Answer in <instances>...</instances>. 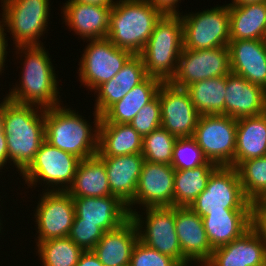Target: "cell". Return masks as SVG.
<instances>
[{"label": "cell", "instance_id": "33", "mask_svg": "<svg viewBox=\"0 0 266 266\" xmlns=\"http://www.w3.org/2000/svg\"><path fill=\"white\" fill-rule=\"evenodd\" d=\"M226 82L227 76H221L192 83L185 89L201 115H225Z\"/></svg>", "mask_w": 266, "mask_h": 266}, {"label": "cell", "instance_id": "46", "mask_svg": "<svg viewBox=\"0 0 266 266\" xmlns=\"http://www.w3.org/2000/svg\"><path fill=\"white\" fill-rule=\"evenodd\" d=\"M75 2L83 3V4H91L98 6H113L115 4V0H72Z\"/></svg>", "mask_w": 266, "mask_h": 266}, {"label": "cell", "instance_id": "26", "mask_svg": "<svg viewBox=\"0 0 266 266\" xmlns=\"http://www.w3.org/2000/svg\"><path fill=\"white\" fill-rule=\"evenodd\" d=\"M212 249L239 238L252 226V211H217L202 217Z\"/></svg>", "mask_w": 266, "mask_h": 266}, {"label": "cell", "instance_id": "9", "mask_svg": "<svg viewBox=\"0 0 266 266\" xmlns=\"http://www.w3.org/2000/svg\"><path fill=\"white\" fill-rule=\"evenodd\" d=\"M180 13L183 49L205 50L228 47L230 42L229 5H216L197 13Z\"/></svg>", "mask_w": 266, "mask_h": 266}, {"label": "cell", "instance_id": "37", "mask_svg": "<svg viewBox=\"0 0 266 266\" xmlns=\"http://www.w3.org/2000/svg\"><path fill=\"white\" fill-rule=\"evenodd\" d=\"M207 161L193 137L178 138L175 142L171 163L175 170L193 169Z\"/></svg>", "mask_w": 266, "mask_h": 266}, {"label": "cell", "instance_id": "38", "mask_svg": "<svg viewBox=\"0 0 266 266\" xmlns=\"http://www.w3.org/2000/svg\"><path fill=\"white\" fill-rule=\"evenodd\" d=\"M142 137L161 126V106L158 95L143 108L129 123Z\"/></svg>", "mask_w": 266, "mask_h": 266}, {"label": "cell", "instance_id": "41", "mask_svg": "<svg viewBox=\"0 0 266 266\" xmlns=\"http://www.w3.org/2000/svg\"><path fill=\"white\" fill-rule=\"evenodd\" d=\"M252 226L266 240V197L252 203Z\"/></svg>", "mask_w": 266, "mask_h": 266}, {"label": "cell", "instance_id": "29", "mask_svg": "<svg viewBox=\"0 0 266 266\" xmlns=\"http://www.w3.org/2000/svg\"><path fill=\"white\" fill-rule=\"evenodd\" d=\"M266 155V112L237 119L235 168Z\"/></svg>", "mask_w": 266, "mask_h": 266}, {"label": "cell", "instance_id": "51", "mask_svg": "<svg viewBox=\"0 0 266 266\" xmlns=\"http://www.w3.org/2000/svg\"><path fill=\"white\" fill-rule=\"evenodd\" d=\"M2 129V119H1V116H0V130Z\"/></svg>", "mask_w": 266, "mask_h": 266}, {"label": "cell", "instance_id": "32", "mask_svg": "<svg viewBox=\"0 0 266 266\" xmlns=\"http://www.w3.org/2000/svg\"><path fill=\"white\" fill-rule=\"evenodd\" d=\"M219 166L207 161L193 169L175 170L174 206L190 207L195 199L205 190L211 174Z\"/></svg>", "mask_w": 266, "mask_h": 266}, {"label": "cell", "instance_id": "36", "mask_svg": "<svg viewBox=\"0 0 266 266\" xmlns=\"http://www.w3.org/2000/svg\"><path fill=\"white\" fill-rule=\"evenodd\" d=\"M177 139L162 126L145 135L142 149L144 160L171 165L173 149Z\"/></svg>", "mask_w": 266, "mask_h": 266}, {"label": "cell", "instance_id": "1", "mask_svg": "<svg viewBox=\"0 0 266 266\" xmlns=\"http://www.w3.org/2000/svg\"><path fill=\"white\" fill-rule=\"evenodd\" d=\"M0 116L7 140L8 163H13L21 174L45 140V109L7 99Z\"/></svg>", "mask_w": 266, "mask_h": 266}, {"label": "cell", "instance_id": "28", "mask_svg": "<svg viewBox=\"0 0 266 266\" xmlns=\"http://www.w3.org/2000/svg\"><path fill=\"white\" fill-rule=\"evenodd\" d=\"M143 137L130 125L100 123L99 157H113L142 153Z\"/></svg>", "mask_w": 266, "mask_h": 266}, {"label": "cell", "instance_id": "50", "mask_svg": "<svg viewBox=\"0 0 266 266\" xmlns=\"http://www.w3.org/2000/svg\"><path fill=\"white\" fill-rule=\"evenodd\" d=\"M1 222H2V220L0 219V226H2V223ZM1 229H3V227H0V233L2 234Z\"/></svg>", "mask_w": 266, "mask_h": 266}, {"label": "cell", "instance_id": "22", "mask_svg": "<svg viewBox=\"0 0 266 266\" xmlns=\"http://www.w3.org/2000/svg\"><path fill=\"white\" fill-rule=\"evenodd\" d=\"M230 71L266 90V41L230 40Z\"/></svg>", "mask_w": 266, "mask_h": 266}, {"label": "cell", "instance_id": "23", "mask_svg": "<svg viewBox=\"0 0 266 266\" xmlns=\"http://www.w3.org/2000/svg\"><path fill=\"white\" fill-rule=\"evenodd\" d=\"M100 158L105 164L111 195L118 197L128 207L133 202L145 162L142 153Z\"/></svg>", "mask_w": 266, "mask_h": 266}, {"label": "cell", "instance_id": "16", "mask_svg": "<svg viewBox=\"0 0 266 266\" xmlns=\"http://www.w3.org/2000/svg\"><path fill=\"white\" fill-rule=\"evenodd\" d=\"M174 172L168 164L146 161L143 164L133 202L128 206L131 214L133 206L173 207L174 206Z\"/></svg>", "mask_w": 266, "mask_h": 266}, {"label": "cell", "instance_id": "7", "mask_svg": "<svg viewBox=\"0 0 266 266\" xmlns=\"http://www.w3.org/2000/svg\"><path fill=\"white\" fill-rule=\"evenodd\" d=\"M1 4V19L12 34L14 47L43 44L40 37L48 27L49 0H1Z\"/></svg>", "mask_w": 266, "mask_h": 266}, {"label": "cell", "instance_id": "35", "mask_svg": "<svg viewBox=\"0 0 266 266\" xmlns=\"http://www.w3.org/2000/svg\"><path fill=\"white\" fill-rule=\"evenodd\" d=\"M236 170L243 192L251 203L266 197V155L243 161Z\"/></svg>", "mask_w": 266, "mask_h": 266}, {"label": "cell", "instance_id": "39", "mask_svg": "<svg viewBox=\"0 0 266 266\" xmlns=\"http://www.w3.org/2000/svg\"><path fill=\"white\" fill-rule=\"evenodd\" d=\"M129 266H182L174 258L150 248L141 241L134 245Z\"/></svg>", "mask_w": 266, "mask_h": 266}, {"label": "cell", "instance_id": "49", "mask_svg": "<svg viewBox=\"0 0 266 266\" xmlns=\"http://www.w3.org/2000/svg\"><path fill=\"white\" fill-rule=\"evenodd\" d=\"M264 40L266 41V25H265V29H264Z\"/></svg>", "mask_w": 266, "mask_h": 266}, {"label": "cell", "instance_id": "11", "mask_svg": "<svg viewBox=\"0 0 266 266\" xmlns=\"http://www.w3.org/2000/svg\"><path fill=\"white\" fill-rule=\"evenodd\" d=\"M84 53L79 62V81L90 91L112 79L134 55L118 48L108 38L86 40Z\"/></svg>", "mask_w": 266, "mask_h": 266}, {"label": "cell", "instance_id": "25", "mask_svg": "<svg viewBox=\"0 0 266 266\" xmlns=\"http://www.w3.org/2000/svg\"><path fill=\"white\" fill-rule=\"evenodd\" d=\"M137 241L136 225L129 218L118 228L105 232L92 251L104 266H129Z\"/></svg>", "mask_w": 266, "mask_h": 266}, {"label": "cell", "instance_id": "8", "mask_svg": "<svg viewBox=\"0 0 266 266\" xmlns=\"http://www.w3.org/2000/svg\"><path fill=\"white\" fill-rule=\"evenodd\" d=\"M190 208L203 217L217 211H252V203L243 192L236 168L219 166Z\"/></svg>", "mask_w": 266, "mask_h": 266}, {"label": "cell", "instance_id": "15", "mask_svg": "<svg viewBox=\"0 0 266 266\" xmlns=\"http://www.w3.org/2000/svg\"><path fill=\"white\" fill-rule=\"evenodd\" d=\"M161 126L177 138L193 137L200 113L185 88L163 82L159 89Z\"/></svg>", "mask_w": 266, "mask_h": 266}, {"label": "cell", "instance_id": "34", "mask_svg": "<svg viewBox=\"0 0 266 266\" xmlns=\"http://www.w3.org/2000/svg\"><path fill=\"white\" fill-rule=\"evenodd\" d=\"M36 245L42 266H76L84 252L69 237L53 238Z\"/></svg>", "mask_w": 266, "mask_h": 266}, {"label": "cell", "instance_id": "42", "mask_svg": "<svg viewBox=\"0 0 266 266\" xmlns=\"http://www.w3.org/2000/svg\"><path fill=\"white\" fill-rule=\"evenodd\" d=\"M154 7L159 9L163 14H180L179 8L177 9L178 2L181 0H147Z\"/></svg>", "mask_w": 266, "mask_h": 266}, {"label": "cell", "instance_id": "3", "mask_svg": "<svg viewBox=\"0 0 266 266\" xmlns=\"http://www.w3.org/2000/svg\"><path fill=\"white\" fill-rule=\"evenodd\" d=\"M66 105L45 109V140L80 160L98 153L101 115L93 112L94 127L76 110ZM93 131V132H92Z\"/></svg>", "mask_w": 266, "mask_h": 266}, {"label": "cell", "instance_id": "21", "mask_svg": "<svg viewBox=\"0 0 266 266\" xmlns=\"http://www.w3.org/2000/svg\"><path fill=\"white\" fill-rule=\"evenodd\" d=\"M264 112H266V90L230 72L226 82L225 115L240 119Z\"/></svg>", "mask_w": 266, "mask_h": 266}, {"label": "cell", "instance_id": "48", "mask_svg": "<svg viewBox=\"0 0 266 266\" xmlns=\"http://www.w3.org/2000/svg\"><path fill=\"white\" fill-rule=\"evenodd\" d=\"M7 99H8V97H7V95H6L5 98H4L2 101H0V102H1V103H0V111H1V109H2V106H3L4 102H5Z\"/></svg>", "mask_w": 266, "mask_h": 266}, {"label": "cell", "instance_id": "47", "mask_svg": "<svg viewBox=\"0 0 266 266\" xmlns=\"http://www.w3.org/2000/svg\"><path fill=\"white\" fill-rule=\"evenodd\" d=\"M261 2H266V0H232L228 5H246Z\"/></svg>", "mask_w": 266, "mask_h": 266}, {"label": "cell", "instance_id": "30", "mask_svg": "<svg viewBox=\"0 0 266 266\" xmlns=\"http://www.w3.org/2000/svg\"><path fill=\"white\" fill-rule=\"evenodd\" d=\"M67 192L72 198L111 196L105 164L97 154L80 160Z\"/></svg>", "mask_w": 266, "mask_h": 266}, {"label": "cell", "instance_id": "5", "mask_svg": "<svg viewBox=\"0 0 266 266\" xmlns=\"http://www.w3.org/2000/svg\"><path fill=\"white\" fill-rule=\"evenodd\" d=\"M183 50V25L180 14H163L151 37L138 54L147 76L170 82L177 71Z\"/></svg>", "mask_w": 266, "mask_h": 266}, {"label": "cell", "instance_id": "40", "mask_svg": "<svg viewBox=\"0 0 266 266\" xmlns=\"http://www.w3.org/2000/svg\"><path fill=\"white\" fill-rule=\"evenodd\" d=\"M105 231L89 223H73L68 237L83 251H92Z\"/></svg>", "mask_w": 266, "mask_h": 266}, {"label": "cell", "instance_id": "13", "mask_svg": "<svg viewBox=\"0 0 266 266\" xmlns=\"http://www.w3.org/2000/svg\"><path fill=\"white\" fill-rule=\"evenodd\" d=\"M230 72L228 47L183 49L178 59L177 71L170 83L179 88H186L201 80L227 76Z\"/></svg>", "mask_w": 266, "mask_h": 266}, {"label": "cell", "instance_id": "45", "mask_svg": "<svg viewBox=\"0 0 266 266\" xmlns=\"http://www.w3.org/2000/svg\"><path fill=\"white\" fill-rule=\"evenodd\" d=\"M8 163V146L4 130H0V170Z\"/></svg>", "mask_w": 266, "mask_h": 266}, {"label": "cell", "instance_id": "10", "mask_svg": "<svg viewBox=\"0 0 266 266\" xmlns=\"http://www.w3.org/2000/svg\"><path fill=\"white\" fill-rule=\"evenodd\" d=\"M237 119L224 114L200 115L193 138L208 161L235 167Z\"/></svg>", "mask_w": 266, "mask_h": 266}, {"label": "cell", "instance_id": "6", "mask_svg": "<svg viewBox=\"0 0 266 266\" xmlns=\"http://www.w3.org/2000/svg\"><path fill=\"white\" fill-rule=\"evenodd\" d=\"M79 162L80 159L75 155L60 150L44 140L34 160L20 176L28 188L36 187L40 182L47 186L42 190L67 191L73 184Z\"/></svg>", "mask_w": 266, "mask_h": 266}, {"label": "cell", "instance_id": "27", "mask_svg": "<svg viewBox=\"0 0 266 266\" xmlns=\"http://www.w3.org/2000/svg\"><path fill=\"white\" fill-rule=\"evenodd\" d=\"M162 83L158 78L147 76L121 100L111 105L101 115L100 123L129 124L139 110L158 95Z\"/></svg>", "mask_w": 266, "mask_h": 266}, {"label": "cell", "instance_id": "14", "mask_svg": "<svg viewBox=\"0 0 266 266\" xmlns=\"http://www.w3.org/2000/svg\"><path fill=\"white\" fill-rule=\"evenodd\" d=\"M44 192V193H43ZM35 208L36 244L53 238L68 237L75 218V207L67 191H42Z\"/></svg>", "mask_w": 266, "mask_h": 266}, {"label": "cell", "instance_id": "4", "mask_svg": "<svg viewBox=\"0 0 266 266\" xmlns=\"http://www.w3.org/2000/svg\"><path fill=\"white\" fill-rule=\"evenodd\" d=\"M162 15L147 0H116L110 13L107 38L118 48L138 55Z\"/></svg>", "mask_w": 266, "mask_h": 266}, {"label": "cell", "instance_id": "20", "mask_svg": "<svg viewBox=\"0 0 266 266\" xmlns=\"http://www.w3.org/2000/svg\"><path fill=\"white\" fill-rule=\"evenodd\" d=\"M62 8L63 22L83 40L107 38L112 6L68 0Z\"/></svg>", "mask_w": 266, "mask_h": 266}, {"label": "cell", "instance_id": "24", "mask_svg": "<svg viewBox=\"0 0 266 266\" xmlns=\"http://www.w3.org/2000/svg\"><path fill=\"white\" fill-rule=\"evenodd\" d=\"M147 77L142 59L133 55L109 81L101 84L96 94L94 110L102 115L111 105L121 100L131 89Z\"/></svg>", "mask_w": 266, "mask_h": 266}, {"label": "cell", "instance_id": "31", "mask_svg": "<svg viewBox=\"0 0 266 266\" xmlns=\"http://www.w3.org/2000/svg\"><path fill=\"white\" fill-rule=\"evenodd\" d=\"M230 40H264L266 2L229 5Z\"/></svg>", "mask_w": 266, "mask_h": 266}, {"label": "cell", "instance_id": "17", "mask_svg": "<svg viewBox=\"0 0 266 266\" xmlns=\"http://www.w3.org/2000/svg\"><path fill=\"white\" fill-rule=\"evenodd\" d=\"M175 230L183 254V266L193 263L204 266L210 260L213 249L208 242L202 217L190 207L175 206Z\"/></svg>", "mask_w": 266, "mask_h": 266}, {"label": "cell", "instance_id": "12", "mask_svg": "<svg viewBox=\"0 0 266 266\" xmlns=\"http://www.w3.org/2000/svg\"><path fill=\"white\" fill-rule=\"evenodd\" d=\"M143 209L146 213H142L146 214V218L138 214L139 211L137 212L136 208L130 214L138 231V240L148 247L174 258L183 266V254L175 230V206Z\"/></svg>", "mask_w": 266, "mask_h": 266}, {"label": "cell", "instance_id": "19", "mask_svg": "<svg viewBox=\"0 0 266 266\" xmlns=\"http://www.w3.org/2000/svg\"><path fill=\"white\" fill-rule=\"evenodd\" d=\"M72 199L75 207L73 223L96 224L107 232L118 228L130 218L127 205L114 195Z\"/></svg>", "mask_w": 266, "mask_h": 266}, {"label": "cell", "instance_id": "2", "mask_svg": "<svg viewBox=\"0 0 266 266\" xmlns=\"http://www.w3.org/2000/svg\"><path fill=\"white\" fill-rule=\"evenodd\" d=\"M15 53L25 57L21 80L7 94L9 100L44 109L60 106L61 99L55 67L43 45L17 46ZM21 85V86H20ZM59 96V97H58ZM60 99V100H59Z\"/></svg>", "mask_w": 266, "mask_h": 266}, {"label": "cell", "instance_id": "18", "mask_svg": "<svg viewBox=\"0 0 266 266\" xmlns=\"http://www.w3.org/2000/svg\"><path fill=\"white\" fill-rule=\"evenodd\" d=\"M204 266H266V240L251 226L239 238L213 249Z\"/></svg>", "mask_w": 266, "mask_h": 266}, {"label": "cell", "instance_id": "44", "mask_svg": "<svg viewBox=\"0 0 266 266\" xmlns=\"http://www.w3.org/2000/svg\"><path fill=\"white\" fill-rule=\"evenodd\" d=\"M76 266H104L93 253V251H84L79 258Z\"/></svg>", "mask_w": 266, "mask_h": 266}, {"label": "cell", "instance_id": "43", "mask_svg": "<svg viewBox=\"0 0 266 266\" xmlns=\"http://www.w3.org/2000/svg\"><path fill=\"white\" fill-rule=\"evenodd\" d=\"M5 22L1 19L0 20V75L2 73H4V67H5V59H7V46H8V43H7V39L6 38V33L4 32L6 30L5 28ZM3 71V72H2Z\"/></svg>", "mask_w": 266, "mask_h": 266}]
</instances>
